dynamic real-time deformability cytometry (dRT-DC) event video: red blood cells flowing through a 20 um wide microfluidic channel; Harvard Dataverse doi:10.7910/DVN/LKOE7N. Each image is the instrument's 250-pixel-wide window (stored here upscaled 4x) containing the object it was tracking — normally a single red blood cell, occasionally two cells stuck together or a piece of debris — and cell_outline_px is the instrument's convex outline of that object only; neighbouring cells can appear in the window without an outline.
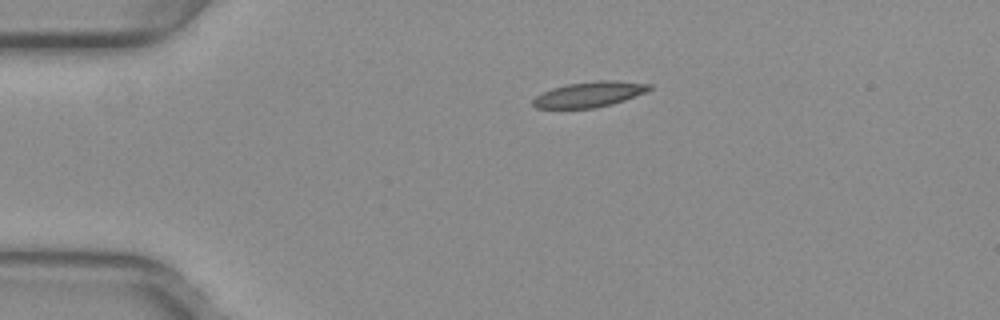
{"species": "common noctule bat (a hibernating species)", "species_latin": "Nyctalus noctula", "temperature_condition": "warm", "stored_images_in_passage": 42, "camera_frame_rate_fps": 3000, "um_per_image_px": 0.085, "animal": {"sex": "female", "body_mass_g": 29.2, "forearm_length_mm": 56.3}, "frame": {"image": 1, "passage_image": 1, "time_ms": 0.0, "image_size_px": [1000, 320], "cell_outline_px": [[652, 88], [644, 92], [624, 100], [612, 104], [596, 108], [536, 108], [532, 104], [532, 100], [536, 96], [552, 88], [568, 84], [596, 80], [616, 80], [652, 84]], "centroid_in_image_um": [50.1, 8.01], "position_along_channel_um": 34.9, "area_um2": 17.17}}
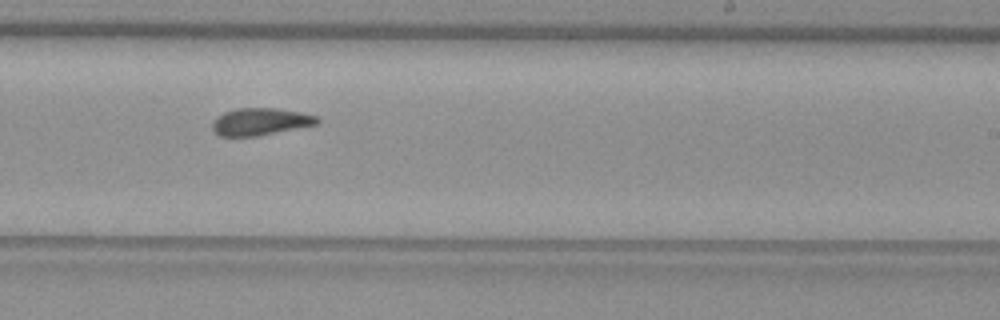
{"frame": {"image": 2, "passage_image": 22, "time_ms": 7.0, "image_size_px": [1000, 320], "cell_outline_px": [[320, 124], [256, 136], [220, 136], [212, 128], [212, 120], [216, 116], [224, 112], [236, 108], [276, 108], [300, 112], [320, 116]], "centroid_in_image_um": [22.16, 10.33], "position_along_channel_um": 266.8, "area_um2": 16.82}}
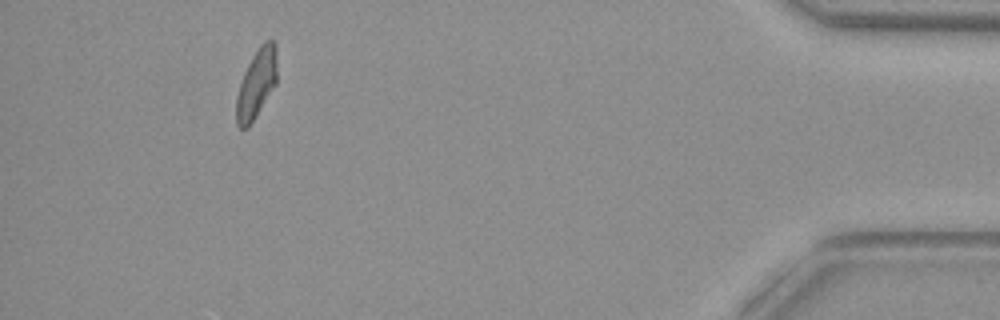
{"frame": {"image": 3, "passage_image": 38, "time_ms": 12.333, "image_size_px": [1000, 320], "cell_outline_px": [[276, 84], [248, 128], [240, 128], [236, 124], [236, 96], [244, 72], [252, 56], [260, 44], [264, 40], [272, 40], [276, 44]], "centroid_in_image_um": [21.79, 7.1], "position_along_channel_um": 413.4, "area_um2": 16.3}, "authors_computed_cell_mechanics": {"area_um2": 16.8198, "velocity_mm_per_s": 3.9614, "shape_relaxation_time_tau1_ms": 5.6803, "shape_relaxation_time_tau2_ms": 1.9933, "deformation_change_tau1": 0.194, "deformation_change_tau2": 0.0992}}